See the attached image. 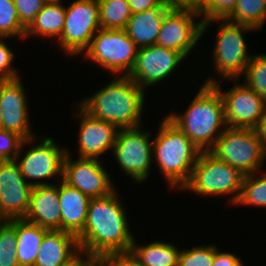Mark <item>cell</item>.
<instances>
[{
	"label": "cell",
	"instance_id": "1",
	"mask_svg": "<svg viewBox=\"0 0 266 266\" xmlns=\"http://www.w3.org/2000/svg\"><path fill=\"white\" fill-rule=\"evenodd\" d=\"M117 191L115 188L109 195L90 199L84 229L77 235L81 253L98 258L129 253L134 234Z\"/></svg>",
	"mask_w": 266,
	"mask_h": 266
},
{
	"label": "cell",
	"instance_id": "2",
	"mask_svg": "<svg viewBox=\"0 0 266 266\" xmlns=\"http://www.w3.org/2000/svg\"><path fill=\"white\" fill-rule=\"evenodd\" d=\"M145 93L128 75L117 74L77 105L90 116L114 124L118 129L136 128L142 126Z\"/></svg>",
	"mask_w": 266,
	"mask_h": 266
},
{
	"label": "cell",
	"instance_id": "3",
	"mask_svg": "<svg viewBox=\"0 0 266 266\" xmlns=\"http://www.w3.org/2000/svg\"><path fill=\"white\" fill-rule=\"evenodd\" d=\"M199 149L210 151L227 128L224 104L219 91L203 84L184 113L172 112L166 116Z\"/></svg>",
	"mask_w": 266,
	"mask_h": 266
},
{
	"label": "cell",
	"instance_id": "4",
	"mask_svg": "<svg viewBox=\"0 0 266 266\" xmlns=\"http://www.w3.org/2000/svg\"><path fill=\"white\" fill-rule=\"evenodd\" d=\"M159 125L153 138V161L168 187L181 191L191 177L200 151L166 116Z\"/></svg>",
	"mask_w": 266,
	"mask_h": 266
},
{
	"label": "cell",
	"instance_id": "5",
	"mask_svg": "<svg viewBox=\"0 0 266 266\" xmlns=\"http://www.w3.org/2000/svg\"><path fill=\"white\" fill-rule=\"evenodd\" d=\"M211 22H219L216 41L211 52L213 70L222 81L224 79L238 83L253 56L247 51V42L243 33L254 29L232 23L227 19H212L203 22L202 35L208 31Z\"/></svg>",
	"mask_w": 266,
	"mask_h": 266
},
{
	"label": "cell",
	"instance_id": "6",
	"mask_svg": "<svg viewBox=\"0 0 266 266\" xmlns=\"http://www.w3.org/2000/svg\"><path fill=\"white\" fill-rule=\"evenodd\" d=\"M244 175L227 162L218 160L213 154L200 152L189 181L181 188L202 196H230L229 204H236Z\"/></svg>",
	"mask_w": 266,
	"mask_h": 266
},
{
	"label": "cell",
	"instance_id": "7",
	"mask_svg": "<svg viewBox=\"0 0 266 266\" xmlns=\"http://www.w3.org/2000/svg\"><path fill=\"white\" fill-rule=\"evenodd\" d=\"M36 137L23 141L15 161L25 180L33 187L52 185L54 182L47 179L58 176L59 181L63 179V163L68 149L60 147L52 137L44 136L39 142L36 140L40 136ZM25 146L27 150H24Z\"/></svg>",
	"mask_w": 266,
	"mask_h": 266
},
{
	"label": "cell",
	"instance_id": "8",
	"mask_svg": "<svg viewBox=\"0 0 266 266\" xmlns=\"http://www.w3.org/2000/svg\"><path fill=\"white\" fill-rule=\"evenodd\" d=\"M218 160L227 162L243 175L262 170L266 147L256 129L227 127L209 151Z\"/></svg>",
	"mask_w": 266,
	"mask_h": 266
},
{
	"label": "cell",
	"instance_id": "9",
	"mask_svg": "<svg viewBox=\"0 0 266 266\" xmlns=\"http://www.w3.org/2000/svg\"><path fill=\"white\" fill-rule=\"evenodd\" d=\"M138 49L125 29L101 28L83 55L108 73L128 75L134 66Z\"/></svg>",
	"mask_w": 266,
	"mask_h": 266
},
{
	"label": "cell",
	"instance_id": "10",
	"mask_svg": "<svg viewBox=\"0 0 266 266\" xmlns=\"http://www.w3.org/2000/svg\"><path fill=\"white\" fill-rule=\"evenodd\" d=\"M136 128L119 129L114 147L113 157L123 173L130 176L134 182L142 183L150 176L153 164L152 133Z\"/></svg>",
	"mask_w": 266,
	"mask_h": 266
},
{
	"label": "cell",
	"instance_id": "11",
	"mask_svg": "<svg viewBox=\"0 0 266 266\" xmlns=\"http://www.w3.org/2000/svg\"><path fill=\"white\" fill-rule=\"evenodd\" d=\"M101 29L98 0H74L66 6L64 28L57 40L64 54L76 56L89 47Z\"/></svg>",
	"mask_w": 266,
	"mask_h": 266
},
{
	"label": "cell",
	"instance_id": "12",
	"mask_svg": "<svg viewBox=\"0 0 266 266\" xmlns=\"http://www.w3.org/2000/svg\"><path fill=\"white\" fill-rule=\"evenodd\" d=\"M219 80L209 77L203 84L213 85L220 93L224 104L227 127L256 129L266 108V101L244 83L224 91Z\"/></svg>",
	"mask_w": 266,
	"mask_h": 266
},
{
	"label": "cell",
	"instance_id": "13",
	"mask_svg": "<svg viewBox=\"0 0 266 266\" xmlns=\"http://www.w3.org/2000/svg\"><path fill=\"white\" fill-rule=\"evenodd\" d=\"M200 17L197 12L171 6L165 12L156 44L188 58L202 37L203 20H196Z\"/></svg>",
	"mask_w": 266,
	"mask_h": 266
},
{
	"label": "cell",
	"instance_id": "14",
	"mask_svg": "<svg viewBox=\"0 0 266 266\" xmlns=\"http://www.w3.org/2000/svg\"><path fill=\"white\" fill-rule=\"evenodd\" d=\"M185 59L178 51L157 44L142 47L128 76L146 91L170 77Z\"/></svg>",
	"mask_w": 266,
	"mask_h": 266
},
{
	"label": "cell",
	"instance_id": "15",
	"mask_svg": "<svg viewBox=\"0 0 266 266\" xmlns=\"http://www.w3.org/2000/svg\"><path fill=\"white\" fill-rule=\"evenodd\" d=\"M71 153L67 154L63 163V181L77 188L90 199L103 197L115 189L111 175L100 163L99 159L78 158L72 160Z\"/></svg>",
	"mask_w": 266,
	"mask_h": 266
},
{
	"label": "cell",
	"instance_id": "16",
	"mask_svg": "<svg viewBox=\"0 0 266 266\" xmlns=\"http://www.w3.org/2000/svg\"><path fill=\"white\" fill-rule=\"evenodd\" d=\"M33 188L15 160H0V217L3 220L24 218Z\"/></svg>",
	"mask_w": 266,
	"mask_h": 266
},
{
	"label": "cell",
	"instance_id": "17",
	"mask_svg": "<svg viewBox=\"0 0 266 266\" xmlns=\"http://www.w3.org/2000/svg\"><path fill=\"white\" fill-rule=\"evenodd\" d=\"M22 78L0 80V109L3 129L17 133L24 140L35 137L29 117L28 99Z\"/></svg>",
	"mask_w": 266,
	"mask_h": 266
},
{
	"label": "cell",
	"instance_id": "18",
	"mask_svg": "<svg viewBox=\"0 0 266 266\" xmlns=\"http://www.w3.org/2000/svg\"><path fill=\"white\" fill-rule=\"evenodd\" d=\"M75 116L79 119L77 158L99 159L114 147L118 128L107 121L90 116L79 105Z\"/></svg>",
	"mask_w": 266,
	"mask_h": 266
},
{
	"label": "cell",
	"instance_id": "19",
	"mask_svg": "<svg viewBox=\"0 0 266 266\" xmlns=\"http://www.w3.org/2000/svg\"><path fill=\"white\" fill-rule=\"evenodd\" d=\"M58 184L36 186L33 188L29 207L23 219L37 224L49 231L61 230V210Z\"/></svg>",
	"mask_w": 266,
	"mask_h": 266
},
{
	"label": "cell",
	"instance_id": "20",
	"mask_svg": "<svg viewBox=\"0 0 266 266\" xmlns=\"http://www.w3.org/2000/svg\"><path fill=\"white\" fill-rule=\"evenodd\" d=\"M80 253L76 235L62 230L48 231L41 242L35 266H66Z\"/></svg>",
	"mask_w": 266,
	"mask_h": 266
},
{
	"label": "cell",
	"instance_id": "21",
	"mask_svg": "<svg viewBox=\"0 0 266 266\" xmlns=\"http://www.w3.org/2000/svg\"><path fill=\"white\" fill-rule=\"evenodd\" d=\"M61 230L78 235L85 226L90 198L63 180L58 184Z\"/></svg>",
	"mask_w": 266,
	"mask_h": 266
},
{
	"label": "cell",
	"instance_id": "22",
	"mask_svg": "<svg viewBox=\"0 0 266 266\" xmlns=\"http://www.w3.org/2000/svg\"><path fill=\"white\" fill-rule=\"evenodd\" d=\"M169 8L155 7L132 14L125 31L138 48L156 44L165 12Z\"/></svg>",
	"mask_w": 266,
	"mask_h": 266
},
{
	"label": "cell",
	"instance_id": "23",
	"mask_svg": "<svg viewBox=\"0 0 266 266\" xmlns=\"http://www.w3.org/2000/svg\"><path fill=\"white\" fill-rule=\"evenodd\" d=\"M48 231L23 218L16 219V257L19 266H35L41 242Z\"/></svg>",
	"mask_w": 266,
	"mask_h": 266
},
{
	"label": "cell",
	"instance_id": "24",
	"mask_svg": "<svg viewBox=\"0 0 266 266\" xmlns=\"http://www.w3.org/2000/svg\"><path fill=\"white\" fill-rule=\"evenodd\" d=\"M66 15V5L61 1L56 3H45L41 11L35 16L32 23L25 30L27 37H61Z\"/></svg>",
	"mask_w": 266,
	"mask_h": 266
},
{
	"label": "cell",
	"instance_id": "25",
	"mask_svg": "<svg viewBox=\"0 0 266 266\" xmlns=\"http://www.w3.org/2000/svg\"><path fill=\"white\" fill-rule=\"evenodd\" d=\"M135 236L129 253L143 266H177L181 249L171 242L137 244Z\"/></svg>",
	"mask_w": 266,
	"mask_h": 266
},
{
	"label": "cell",
	"instance_id": "26",
	"mask_svg": "<svg viewBox=\"0 0 266 266\" xmlns=\"http://www.w3.org/2000/svg\"><path fill=\"white\" fill-rule=\"evenodd\" d=\"M226 19L260 30L266 20V0H237L234 10Z\"/></svg>",
	"mask_w": 266,
	"mask_h": 266
},
{
	"label": "cell",
	"instance_id": "27",
	"mask_svg": "<svg viewBox=\"0 0 266 266\" xmlns=\"http://www.w3.org/2000/svg\"><path fill=\"white\" fill-rule=\"evenodd\" d=\"M100 26L103 29H125L132 16L127 0H98Z\"/></svg>",
	"mask_w": 266,
	"mask_h": 266
},
{
	"label": "cell",
	"instance_id": "28",
	"mask_svg": "<svg viewBox=\"0 0 266 266\" xmlns=\"http://www.w3.org/2000/svg\"><path fill=\"white\" fill-rule=\"evenodd\" d=\"M244 175L240 196L235 205L257 206L266 208V172Z\"/></svg>",
	"mask_w": 266,
	"mask_h": 266
},
{
	"label": "cell",
	"instance_id": "29",
	"mask_svg": "<svg viewBox=\"0 0 266 266\" xmlns=\"http://www.w3.org/2000/svg\"><path fill=\"white\" fill-rule=\"evenodd\" d=\"M242 77L243 83L266 101V54H253Z\"/></svg>",
	"mask_w": 266,
	"mask_h": 266
},
{
	"label": "cell",
	"instance_id": "30",
	"mask_svg": "<svg viewBox=\"0 0 266 266\" xmlns=\"http://www.w3.org/2000/svg\"><path fill=\"white\" fill-rule=\"evenodd\" d=\"M16 219L0 223V266H19L16 257Z\"/></svg>",
	"mask_w": 266,
	"mask_h": 266
},
{
	"label": "cell",
	"instance_id": "31",
	"mask_svg": "<svg viewBox=\"0 0 266 266\" xmlns=\"http://www.w3.org/2000/svg\"><path fill=\"white\" fill-rule=\"evenodd\" d=\"M26 28L21 24L13 0H0V37L25 38Z\"/></svg>",
	"mask_w": 266,
	"mask_h": 266
},
{
	"label": "cell",
	"instance_id": "32",
	"mask_svg": "<svg viewBox=\"0 0 266 266\" xmlns=\"http://www.w3.org/2000/svg\"><path fill=\"white\" fill-rule=\"evenodd\" d=\"M217 246L214 244L199 245L181 249L177 266H212Z\"/></svg>",
	"mask_w": 266,
	"mask_h": 266
},
{
	"label": "cell",
	"instance_id": "33",
	"mask_svg": "<svg viewBox=\"0 0 266 266\" xmlns=\"http://www.w3.org/2000/svg\"><path fill=\"white\" fill-rule=\"evenodd\" d=\"M23 141L17 133L0 128V160H15Z\"/></svg>",
	"mask_w": 266,
	"mask_h": 266
},
{
	"label": "cell",
	"instance_id": "34",
	"mask_svg": "<svg viewBox=\"0 0 266 266\" xmlns=\"http://www.w3.org/2000/svg\"><path fill=\"white\" fill-rule=\"evenodd\" d=\"M4 40H7V38L0 37V80L16 79L21 75L12 63L15 58L14 51Z\"/></svg>",
	"mask_w": 266,
	"mask_h": 266
},
{
	"label": "cell",
	"instance_id": "35",
	"mask_svg": "<svg viewBox=\"0 0 266 266\" xmlns=\"http://www.w3.org/2000/svg\"><path fill=\"white\" fill-rule=\"evenodd\" d=\"M237 0H209L208 6L200 13L201 19H226L234 10Z\"/></svg>",
	"mask_w": 266,
	"mask_h": 266
},
{
	"label": "cell",
	"instance_id": "36",
	"mask_svg": "<svg viewBox=\"0 0 266 266\" xmlns=\"http://www.w3.org/2000/svg\"><path fill=\"white\" fill-rule=\"evenodd\" d=\"M21 24L27 28L45 3L42 0H13Z\"/></svg>",
	"mask_w": 266,
	"mask_h": 266
},
{
	"label": "cell",
	"instance_id": "37",
	"mask_svg": "<svg viewBox=\"0 0 266 266\" xmlns=\"http://www.w3.org/2000/svg\"><path fill=\"white\" fill-rule=\"evenodd\" d=\"M99 266H143L130 253L108 254L99 258Z\"/></svg>",
	"mask_w": 266,
	"mask_h": 266
},
{
	"label": "cell",
	"instance_id": "38",
	"mask_svg": "<svg viewBox=\"0 0 266 266\" xmlns=\"http://www.w3.org/2000/svg\"><path fill=\"white\" fill-rule=\"evenodd\" d=\"M132 14L144 12L155 7H171L169 0H127Z\"/></svg>",
	"mask_w": 266,
	"mask_h": 266
},
{
	"label": "cell",
	"instance_id": "39",
	"mask_svg": "<svg viewBox=\"0 0 266 266\" xmlns=\"http://www.w3.org/2000/svg\"><path fill=\"white\" fill-rule=\"evenodd\" d=\"M216 248L212 266H245L239 256L230 252H221Z\"/></svg>",
	"mask_w": 266,
	"mask_h": 266
},
{
	"label": "cell",
	"instance_id": "40",
	"mask_svg": "<svg viewBox=\"0 0 266 266\" xmlns=\"http://www.w3.org/2000/svg\"><path fill=\"white\" fill-rule=\"evenodd\" d=\"M173 7L201 13L209 3V0H169Z\"/></svg>",
	"mask_w": 266,
	"mask_h": 266
},
{
	"label": "cell",
	"instance_id": "41",
	"mask_svg": "<svg viewBox=\"0 0 266 266\" xmlns=\"http://www.w3.org/2000/svg\"><path fill=\"white\" fill-rule=\"evenodd\" d=\"M66 266H99V258L89 254L80 253Z\"/></svg>",
	"mask_w": 266,
	"mask_h": 266
},
{
	"label": "cell",
	"instance_id": "42",
	"mask_svg": "<svg viewBox=\"0 0 266 266\" xmlns=\"http://www.w3.org/2000/svg\"><path fill=\"white\" fill-rule=\"evenodd\" d=\"M256 131L258 133L259 138L262 141V144L266 147V108L256 128Z\"/></svg>",
	"mask_w": 266,
	"mask_h": 266
},
{
	"label": "cell",
	"instance_id": "43",
	"mask_svg": "<svg viewBox=\"0 0 266 266\" xmlns=\"http://www.w3.org/2000/svg\"><path fill=\"white\" fill-rule=\"evenodd\" d=\"M0 128H3V114L1 109H0Z\"/></svg>",
	"mask_w": 266,
	"mask_h": 266
},
{
	"label": "cell",
	"instance_id": "44",
	"mask_svg": "<svg viewBox=\"0 0 266 266\" xmlns=\"http://www.w3.org/2000/svg\"><path fill=\"white\" fill-rule=\"evenodd\" d=\"M44 3H56L62 0H42Z\"/></svg>",
	"mask_w": 266,
	"mask_h": 266
}]
</instances>
